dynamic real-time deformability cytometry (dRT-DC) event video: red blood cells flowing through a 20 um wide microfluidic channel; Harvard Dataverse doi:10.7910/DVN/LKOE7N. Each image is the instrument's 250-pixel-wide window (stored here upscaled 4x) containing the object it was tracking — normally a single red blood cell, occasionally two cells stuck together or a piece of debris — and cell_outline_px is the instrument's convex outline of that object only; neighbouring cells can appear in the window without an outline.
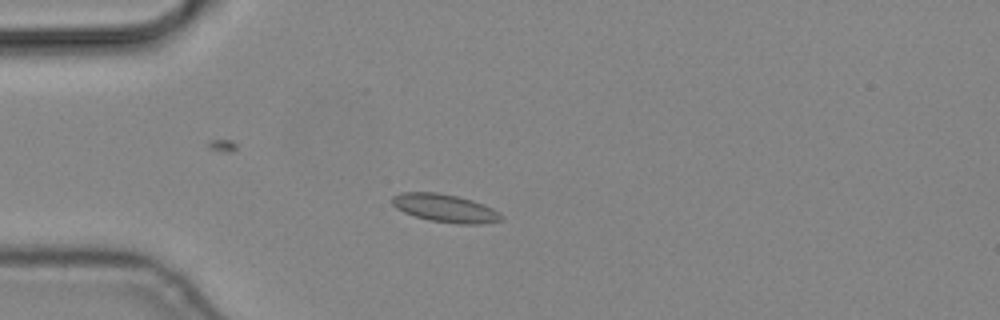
{"species": "common noctule bat (a hibernating species)", "species_latin": "Nyctalus noctula", "temperature_condition": "cold", "stored_images_in_passage": 5, "camera_frame_rate_fps": 3000, "um_per_image_px": 0.085, "animal": {"sex": "male", "body_mass_g": 19.2, "forearm_length_mm": 51.8}, "frame": {"image": 1, "passage_image": 3, "time_ms": 0.667, "image_size_px": [1000, 320], "cell_outline_px": [[504, 216], [500, 220], [484, 224], [456, 224], [428, 220], [404, 212], [396, 208], [392, 204], [392, 196], [400, 192], [436, 192], [456, 196], [472, 200], [484, 204], [500, 212]], "centroid_in_image_um": [37.84, 17.7], "position_along_channel_um": 47.2, "area_um2": 17.92}}
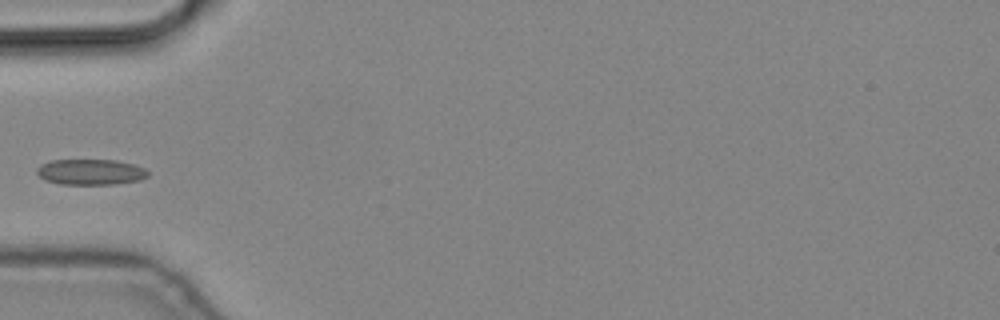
{"frame": {"image": 2, "passage_image": 4, "time_ms": 1.0, "image_size_px": [1000, 320], "cell_outline_px": [[148, 176], [140, 180], [112, 184], [60, 184], [44, 180], [36, 172], [36, 168], [40, 164], [52, 160], [116, 160], [132, 164], [144, 168], [148, 172]], "centroid_in_image_um": [7.67, 14.62], "position_along_channel_um": 77.3, "area_um2": 16.59}}
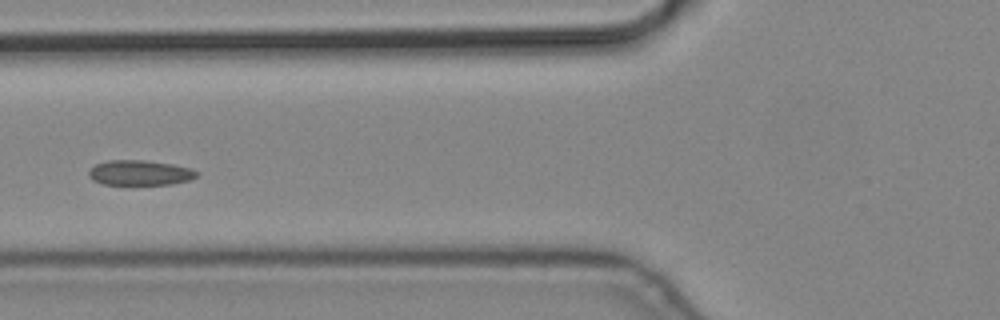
{"frame": {"image": 3, "passage_image": 5, "time_ms": 1.333, "image_size_px": [1000, 320], "cell_outline_px": [[200, 172], [196, 176], [188, 180], [172, 184], [104, 184], [92, 180], [88, 176], [88, 172], [96, 164], [108, 160], [144, 160], [172, 164], [192, 168]], "centroid_in_image_um": [11.9, 14.68], "position_along_channel_um": 113.9, "area_um2": 15.72}}